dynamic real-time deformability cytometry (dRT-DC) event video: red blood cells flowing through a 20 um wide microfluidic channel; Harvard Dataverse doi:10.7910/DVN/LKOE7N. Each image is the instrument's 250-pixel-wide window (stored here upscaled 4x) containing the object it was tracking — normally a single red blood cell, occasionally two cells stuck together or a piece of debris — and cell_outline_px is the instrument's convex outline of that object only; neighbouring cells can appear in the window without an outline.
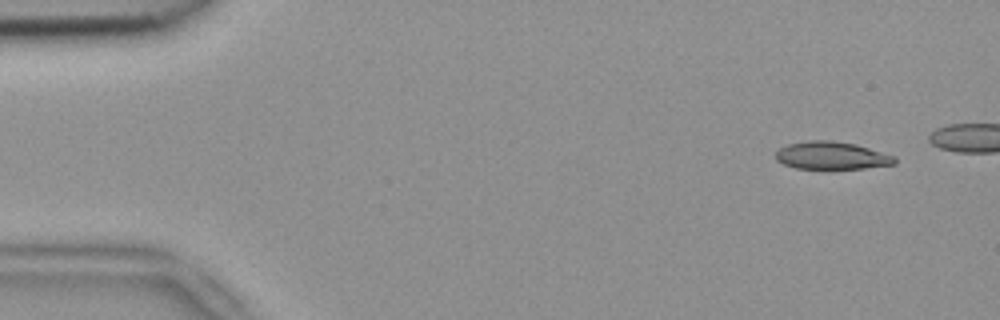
{"species": "common noctule bat (a hibernating species)", "species_latin": "Nyctalus noctula", "temperature_condition": "room temperature", "stored_images_in_passage": 3, "camera_frame_rate_fps": 3000, "um_per_image_px": 0.085, "animal": {"sex": "female", "body_mass_g": 18.4}, "frame": {"image": 1, "passage_image": 1, "time_ms": 0.0, "image_size_px": [1000, 320], "cell_outline_px": [[896, 164], [864, 168], [796, 168], [784, 164], [776, 160], [776, 152], [780, 148], [788, 144], [808, 140], [832, 140], [856, 144], [896, 156]], "centroid_in_image_um": [70.71, 13.21], "position_along_channel_um": 14.3, "area_um2": 19.13}}